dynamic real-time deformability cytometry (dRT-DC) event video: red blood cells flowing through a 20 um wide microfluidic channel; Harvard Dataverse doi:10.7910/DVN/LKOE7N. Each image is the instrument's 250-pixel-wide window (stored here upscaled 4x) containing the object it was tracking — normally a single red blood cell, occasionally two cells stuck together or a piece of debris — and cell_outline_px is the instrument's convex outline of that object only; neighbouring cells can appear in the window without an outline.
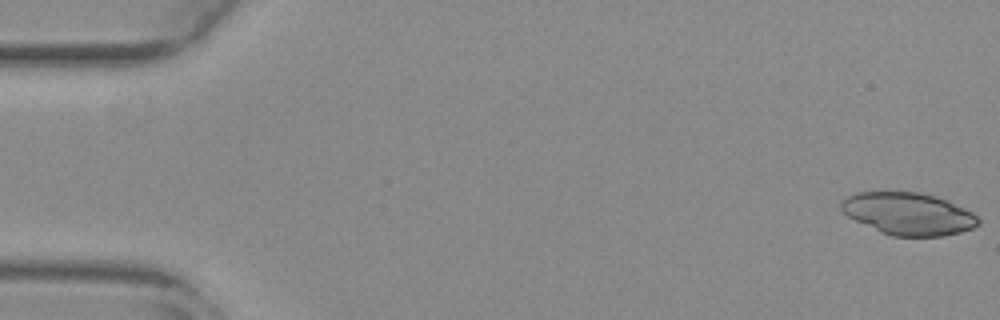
{"species": "common noctule bat (a hibernating species)", "species_latin": "Nyctalus noctula", "temperature_condition": "warm", "stored_images_in_passage": 53, "camera_frame_rate_fps": 3000, "um_per_image_px": 0.085, "animal": {"sex": "female", "body_mass_g": 29.2, "forearm_length_mm": 56.3}, "frame": {"image": 1, "passage_image": 1, "time_ms": 0.0, "image_size_px": [1000, 320], "cell_outline_px": [[980, 224], [972, 228], [960, 232], [944, 236], [892, 236], [880, 232], [848, 216], [840, 208], [840, 200], [856, 192], [916, 192], [936, 196], [948, 200], [972, 212], [980, 220]], "centroid_in_image_um": [77.21, 18.17], "position_along_channel_um": 7.8, "area_um2": 33.76}}
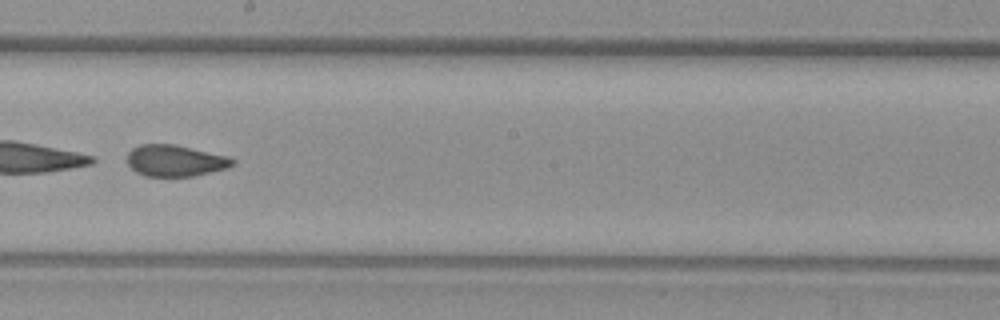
{"frame": {"image": 2, "passage_image": 31, "time_ms": 10.0, "image_size_px": [1000, 320], "cell_outline_px": [[236, 164], [228, 168], [192, 176], [144, 176], [136, 172], [128, 164], [128, 152], [132, 148], [140, 144], [176, 144], [224, 156], [236, 160]], "centroid_in_image_um": [14.88, 13.66], "position_along_channel_um": 233.3, "area_um2": 19.19}}